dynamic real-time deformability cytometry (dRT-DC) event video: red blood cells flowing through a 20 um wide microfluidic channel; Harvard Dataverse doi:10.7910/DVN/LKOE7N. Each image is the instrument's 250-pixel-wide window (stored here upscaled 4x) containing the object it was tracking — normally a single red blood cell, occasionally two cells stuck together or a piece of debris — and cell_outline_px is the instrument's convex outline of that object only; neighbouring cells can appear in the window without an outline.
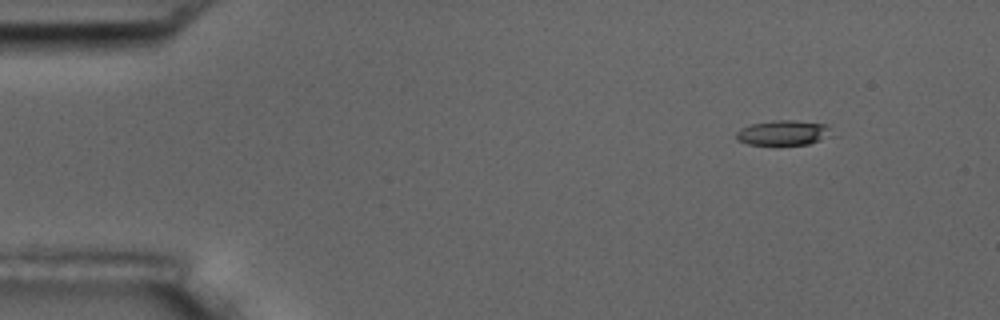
{"species": "common noctule bat (a hibernating species)", "species_latin": "Nyctalus noctula", "temperature_condition": "room temperature", "stored_images_in_passage": 4, "camera_frame_rate_fps": 3000, "um_per_image_px": 0.085, "animal": {"sex": "male", "body_mass_g": 17.5, "forearm_length_mm": 52.3}, "frame": {"image": 1, "passage_image": 1, "time_ms": 0.0, "image_size_px": [1000, 320], "cell_outline_px": [[840, 136], [808, 144], [748, 144], [736, 140], [736, 132], [740, 128], [752, 124], [772, 120], [796, 120], [828, 124]], "centroid_in_image_um": [66.75, 11.28], "position_along_channel_um": 18.2, "area_um2": 14.51}}
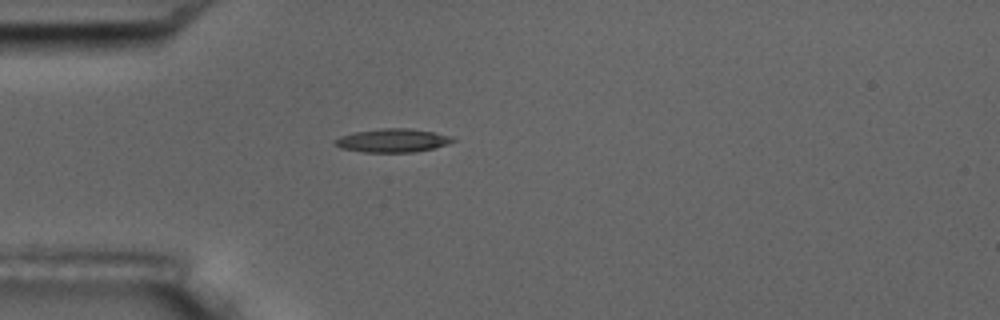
{"frame": {"image": 2, "passage_image": 4, "time_ms": 3.333, "image_size_px": [1000, 320], "cell_outline_px": [[456, 140], [448, 144], [432, 148], [412, 152], [364, 152], [340, 148], [332, 144], [332, 140], [340, 136], [352, 132], [384, 128], [412, 128], [432, 132], [448, 136]], "centroid_in_image_um": [33.27, 11.94], "position_along_channel_um": 51.7, "area_um2": 16.13}}